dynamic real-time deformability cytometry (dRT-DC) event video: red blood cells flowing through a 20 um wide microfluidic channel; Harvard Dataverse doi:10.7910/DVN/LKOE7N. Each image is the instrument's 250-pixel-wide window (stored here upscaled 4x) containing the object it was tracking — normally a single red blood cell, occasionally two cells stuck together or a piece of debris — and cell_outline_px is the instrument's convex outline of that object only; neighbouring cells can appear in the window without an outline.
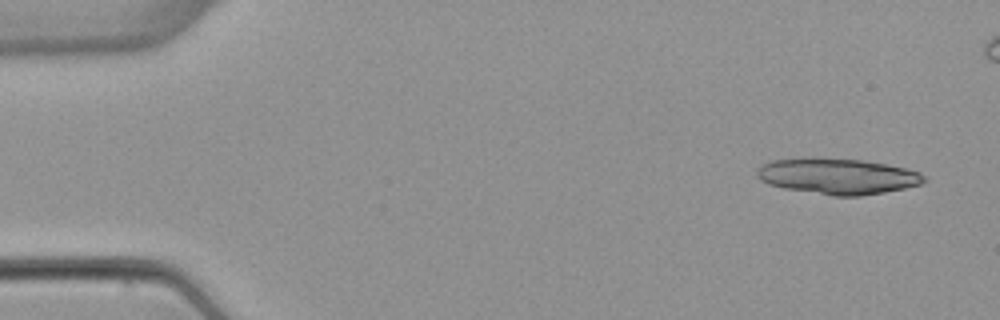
{"species": "common noctule bat (a hibernating species)", "species_latin": "Nyctalus noctula", "temperature_condition": "warm", "stored_images_in_passage": 4, "camera_frame_rate_fps": 3000, "um_per_image_px": 0.085, "animal": {"sex": "female", "body_mass_g": 22.7, "forearm_length_mm": 54.2}, "frame": {"image": 1, "passage_image": 1, "time_ms": 0.0, "image_size_px": [1000, 320], "cell_outline_px": [[928, 180], [924, 184], [884, 192], [860, 196], [832, 196], [784, 188], [768, 184], [760, 180], [756, 176], [756, 172], [764, 164], [772, 160], [804, 156], [812, 156], [864, 160], [888, 164], [920, 172]], "centroid_in_image_um": [71.2, 14.96], "position_along_channel_um": 13.8, "area_um2": 35.55}}